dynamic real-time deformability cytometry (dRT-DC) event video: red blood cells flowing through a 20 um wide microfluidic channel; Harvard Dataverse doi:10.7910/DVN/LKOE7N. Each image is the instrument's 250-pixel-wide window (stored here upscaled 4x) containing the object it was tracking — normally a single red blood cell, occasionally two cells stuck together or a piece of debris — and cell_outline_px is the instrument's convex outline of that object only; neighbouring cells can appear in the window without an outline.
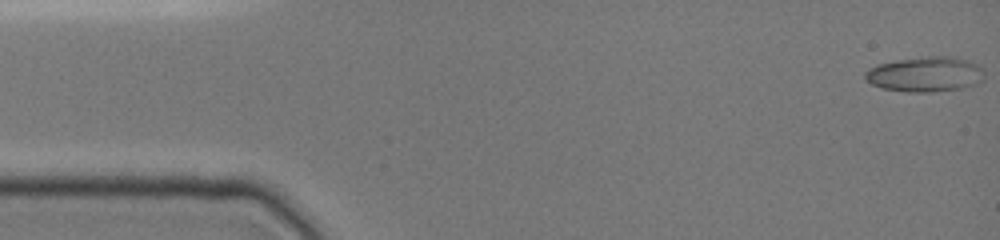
{"species": "common noctule bat (a hibernating species)", "species_latin": "Nyctalus noctula", "temperature_condition": "cold", "stored_images_in_passage": 113, "camera_frame_rate_fps": 3000, "um_per_image_px": 0.085, "animal": {"sex": "female", "body_mass_g": 19.0, "forearm_length_mm": 51.5}, "frame": {"image": 1, "passage_image": 1, "time_ms": 0.0, "image_size_px": [1000, 240], "cell_outline_px": [[984, 80], [976, 84], [964, 88], [932, 92], [908, 92], [884, 88], [872, 84], [864, 76], [864, 72], [868, 68], [876, 64], [896, 60], [928, 56], [952, 56], [968, 60], [980, 64], [984, 72]], "centroid_in_image_um": [78.69, 6.3], "position_along_channel_um": 6.3, "area_um2": 24.68}}
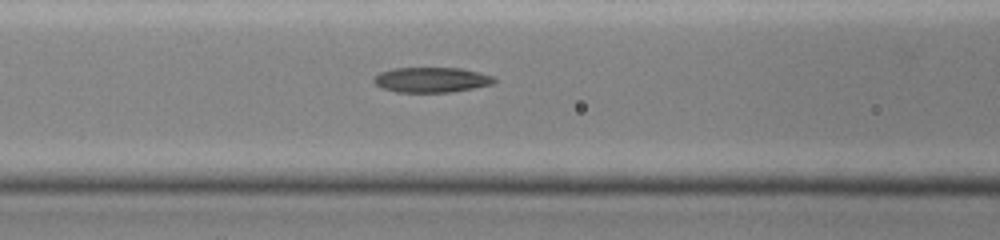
{"frame": {"image": 2, "passage_image": 42, "time_ms": 6.333, "image_size_px": [1000, 240], "cell_outline_px": [[496, 80], [492, 84], [452, 92], [396, 92], [384, 88], [376, 84], [372, 80], [380, 72], [392, 68], [460, 68], [480, 72], [496, 76]], "centroid_in_image_um": [36.7, 6.78], "position_along_channel_um": 129.9, "area_um2": 17.63}}
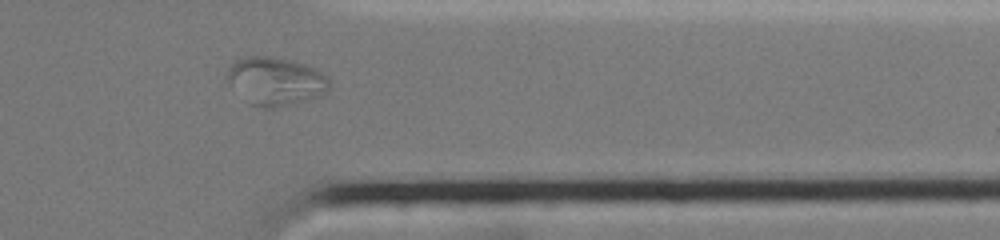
{"frame": {"image": 3, "passage_image": 91, "time_ms": 13.0, "image_size_px": [1000, 240], "cell_outline_px": [[332, 88], [328, 92], [316, 96], [272, 108], [264, 108], [248, 104], [224, 80], [224, 76], [228, 68], [236, 60], [244, 56], [272, 56], [304, 64], [316, 68], [328, 76], [332, 84]], "centroid_in_image_um": [23.38, 6.88], "position_along_channel_um": 388.0, "area_um2": 29.02}}